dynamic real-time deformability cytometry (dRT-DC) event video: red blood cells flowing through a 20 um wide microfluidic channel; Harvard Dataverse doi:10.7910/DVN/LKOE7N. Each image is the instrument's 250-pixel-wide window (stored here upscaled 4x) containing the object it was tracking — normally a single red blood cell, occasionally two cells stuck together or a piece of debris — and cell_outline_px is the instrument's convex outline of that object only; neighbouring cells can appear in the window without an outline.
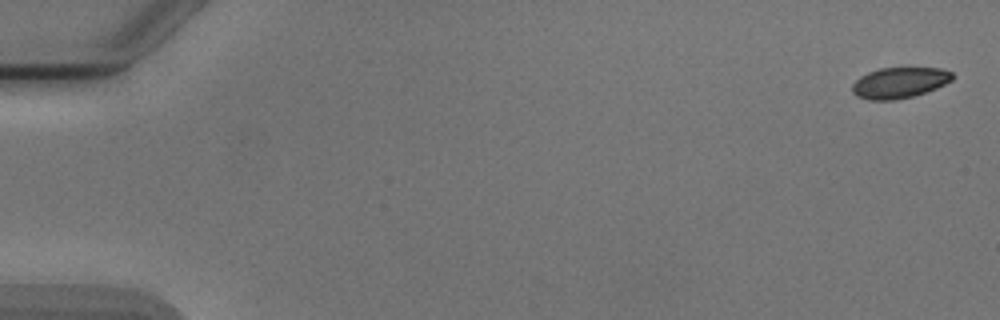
{"species": "Egyptian fruit bat (a non-hibernating species)", "species_latin": "Rousettus aegyptiacus", "temperature_condition": "cold", "stored_images_in_passage": 5, "camera_frame_rate_fps": 3000, "um_per_image_px": 0.085, "animal": {"sex": "male"}, "frame": {"image": 1, "passage_image": 1, "time_ms": 0.0, "image_size_px": [1000, 320], "cell_outline_px": [[952, 80], [936, 88], [912, 96], [896, 100], [868, 100], [856, 96], [852, 92], [852, 84], [860, 76], [868, 72], [880, 68], [940, 68], [952, 72]], "centroid_in_image_um": [76.41, 7.03], "position_along_channel_um": 8.6, "area_um2": 17.92}}
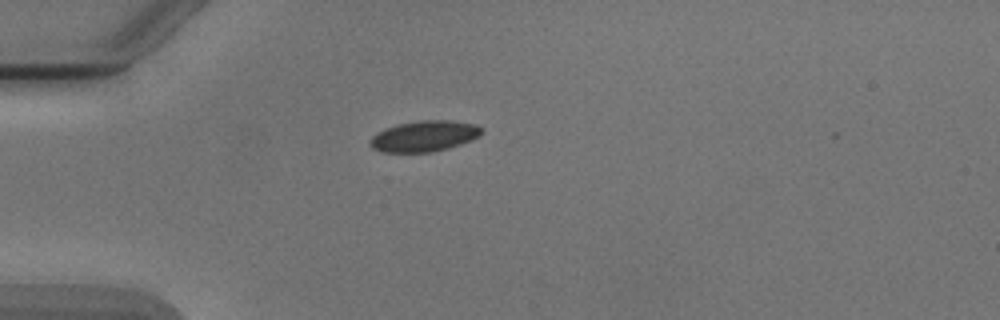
{"frame": {"image": 2, "passage_image": 5, "time_ms": 4.667, "image_size_px": [1000, 320], "cell_outline_px": [[484, 132], [480, 136], [472, 140], [448, 148], [432, 152], [380, 152], [372, 148], [368, 144], [368, 140], [372, 136], [396, 124], [420, 120], [452, 120], [476, 124], [484, 128]], "centroid_in_image_um": [36.09, 11.57], "position_along_channel_um": 48.9, "area_um2": 20.29}}